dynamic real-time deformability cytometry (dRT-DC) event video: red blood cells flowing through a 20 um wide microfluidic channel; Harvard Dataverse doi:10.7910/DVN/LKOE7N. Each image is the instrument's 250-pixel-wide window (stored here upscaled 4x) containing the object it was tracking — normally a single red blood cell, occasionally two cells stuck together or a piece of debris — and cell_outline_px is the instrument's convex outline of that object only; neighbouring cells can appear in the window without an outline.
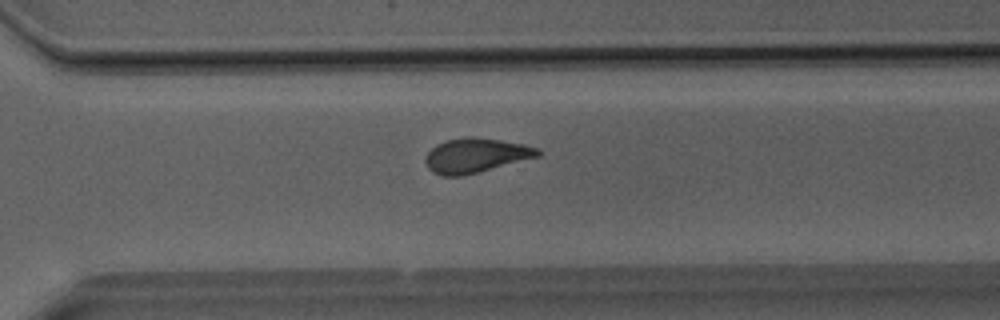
{"species": "Egyptian fruit bat (a non-hibernating species)", "species_latin": "Rousettus aegyptiacus", "temperature_condition": "room temperature", "stored_images_in_passage": 39, "camera_frame_rate_fps": 3000, "um_per_image_px": 0.085, "animal": {"sex": "male"}, "frame": {"image": 1, "passage_image": 28, "time_ms": 9.0, "image_size_px": [1000, 320], "cell_outline_px": [[540, 156], [464, 176], [444, 176], [432, 172], [428, 168], [424, 160], [428, 152], [436, 144], [444, 140], [472, 136], [500, 140], [524, 144], [540, 148]], "centroid_in_image_um": [40.43, 13.21], "position_along_channel_um": 330.2, "area_um2": 22.72}}
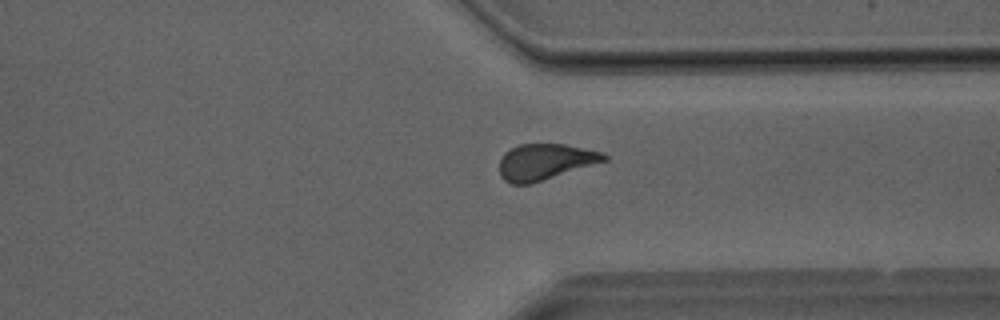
{"frame": {"image": 2, "passage_image": 30, "time_ms": 9.667, "image_size_px": [1000, 320], "cell_outline_px": [[608, 160], [528, 184], [512, 184], [504, 180], [500, 176], [500, 160], [504, 152], [520, 144], [564, 144], [604, 152], [608, 156]], "centroid_in_image_um": [46.33, 13.74], "position_along_channel_um": 365.1, "area_um2": 21.73}}
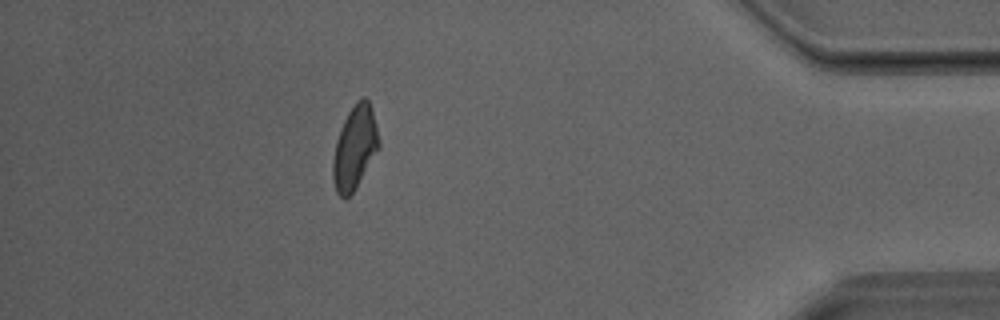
{"frame": {"image": 3, "passage_image": 35, "time_ms": 11.333, "image_size_px": [1000, 320], "cell_outline_px": [[380, 148], [356, 188], [348, 196], [340, 196], [336, 192], [332, 180], [332, 164], [336, 140], [340, 128], [348, 112], [356, 100], [364, 96], [368, 100], [372, 112], [380, 144]], "centroid_in_image_um": [30.14, 12.56], "position_along_channel_um": 405.1, "area_um2": 22.25}}